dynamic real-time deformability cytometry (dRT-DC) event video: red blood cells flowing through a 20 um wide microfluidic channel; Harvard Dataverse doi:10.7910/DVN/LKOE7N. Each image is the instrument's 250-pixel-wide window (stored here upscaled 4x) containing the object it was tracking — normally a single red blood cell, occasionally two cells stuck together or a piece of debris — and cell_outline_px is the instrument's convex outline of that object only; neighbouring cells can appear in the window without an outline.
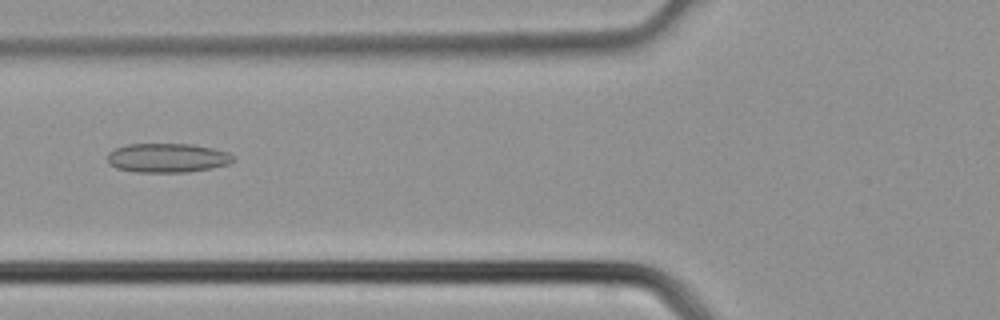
{"species": "common noctule bat (a hibernating species)", "species_latin": "Nyctalus noctula", "temperature_condition": "cold", "stored_images_in_passage": 4, "camera_frame_rate_fps": 3000, "um_per_image_px": 0.085, "animal": {"sex": "male", "body_mass_g": 21.5, "forearm_length_mm": 52.0}, "frame": {"image": 1, "passage_image": 4, "time_ms": 1.0, "image_size_px": [1000, 320], "cell_outline_px": [[236, 160], [228, 164], [212, 168], [188, 172], [136, 172], [116, 168], [108, 164], [108, 152], [116, 148], [128, 144], [192, 144], [212, 148], [228, 152], [236, 156]], "centroid_in_image_um": [14.25, 13.42], "position_along_channel_um": 111.5, "area_um2": 21.56}}